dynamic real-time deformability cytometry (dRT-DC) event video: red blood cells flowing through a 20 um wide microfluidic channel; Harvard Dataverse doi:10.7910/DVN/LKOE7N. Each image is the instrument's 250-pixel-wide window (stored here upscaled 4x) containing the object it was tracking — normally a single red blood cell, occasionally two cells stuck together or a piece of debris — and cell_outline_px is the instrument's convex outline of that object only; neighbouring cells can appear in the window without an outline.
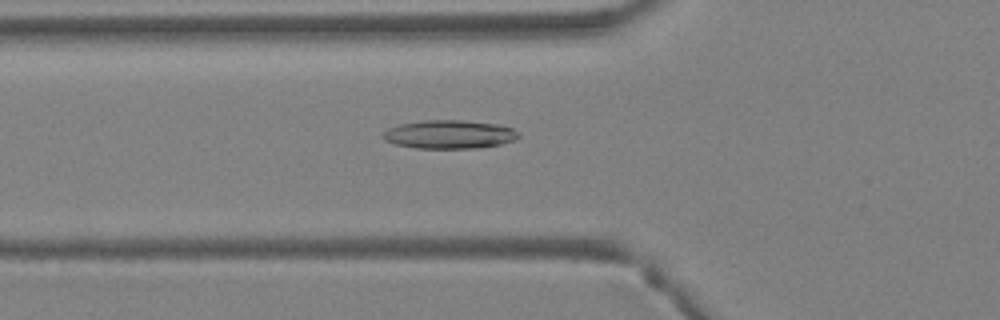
{"species": "Egyptian fruit bat (a non-hibernating species)", "species_latin": "Rousettus aegyptiacus", "temperature_condition": "warm", "stored_images_in_passage": 17, "camera_frame_rate_fps": 3000, "um_per_image_px": 0.085, "animal": {"sex": "female"}, "frame": {"image": 1, "passage_image": 2, "time_ms": 0.333, "image_size_px": [1000, 320], "cell_outline_px": [[520, 136], [516, 140], [500, 144], [472, 148], [416, 148], [396, 144], [384, 140], [380, 136], [388, 128], [400, 124], [424, 120], [460, 120], [500, 124], [512, 128], [520, 132]], "centroid_in_image_um": [38.21, 11.41], "position_along_channel_um": 87.6, "area_um2": 22.6}}
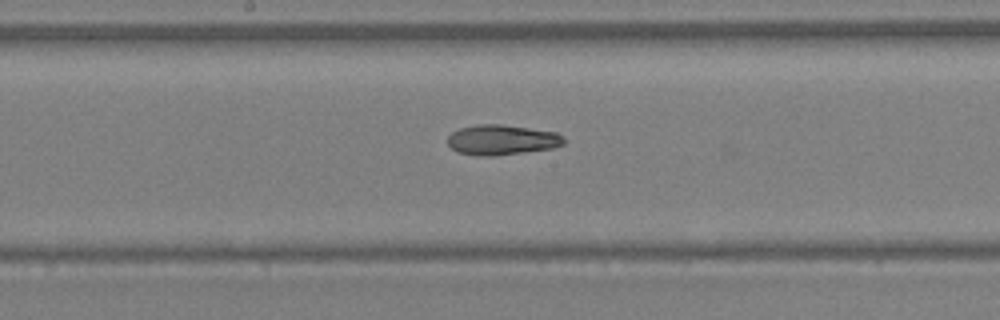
{"frame": {"image": 2, "passage_image": 9, "time_ms": 2.667, "image_size_px": [1000, 320], "cell_outline_px": [[564, 144], [552, 148], [524, 152], [492, 156], [476, 156], [456, 152], [448, 144], [448, 136], [452, 132], [460, 128], [476, 124], [500, 124], [556, 132], [564, 136]], "centroid_in_image_um": [42.63, 11.89], "position_along_channel_um": 205.6, "area_um2": 20.46}}
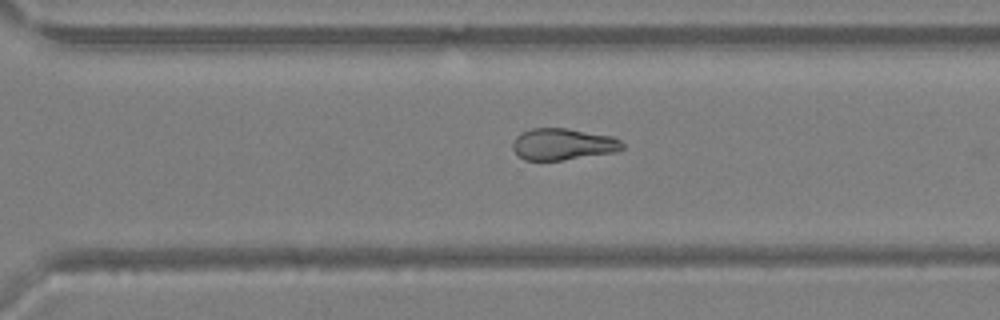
{"frame": {"image": 3, "passage_image": 16, "time_ms": 5.0, "image_size_px": [1000, 320], "cell_outline_px": [[624, 148], [616, 152], [564, 160], [524, 160], [516, 156], [512, 148], [512, 144], [516, 136], [520, 132], [532, 128], [568, 128], [612, 136], [620, 140], [624, 144]], "centroid_in_image_um": [47.82, 12.26], "position_along_channel_um": 322.8, "area_um2": 20.52}}